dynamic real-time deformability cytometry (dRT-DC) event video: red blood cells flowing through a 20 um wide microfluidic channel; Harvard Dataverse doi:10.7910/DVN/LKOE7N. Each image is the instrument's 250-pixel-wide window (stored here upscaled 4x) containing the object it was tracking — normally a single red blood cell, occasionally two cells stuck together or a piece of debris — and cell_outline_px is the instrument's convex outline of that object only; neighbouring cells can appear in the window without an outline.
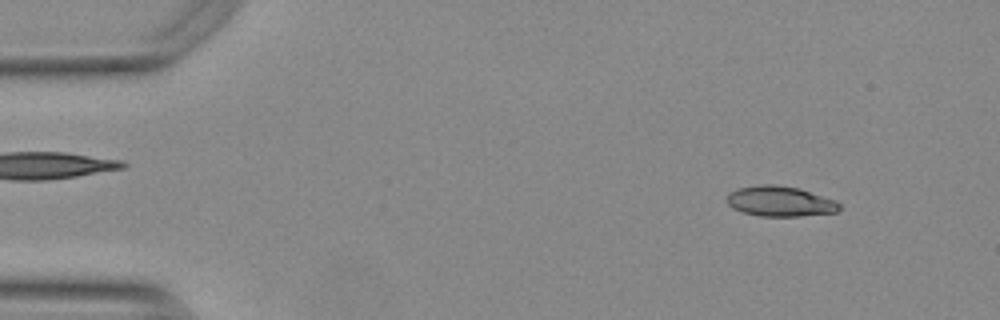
{"species": "Egyptian fruit bat (a non-hibernating species)", "species_latin": "Rousettus aegyptiacus", "temperature_condition": "warm", "stored_images_in_passage": 49, "camera_frame_rate_fps": 3000, "um_per_image_px": 0.085, "animal": {"sex": "female"}, "frame": {"image": 1, "passage_image": 1, "time_ms": 0.0, "image_size_px": [1000, 320], "cell_outline_px": [[840, 208], [836, 212], [800, 216], [760, 216], [744, 212], [732, 208], [728, 204], [728, 192], [740, 188], [764, 184], [772, 184], [800, 188], [836, 200], [840, 204]], "centroid_in_image_um": [66.33, 17.11], "position_along_channel_um": 18.7, "area_um2": 19.77}}
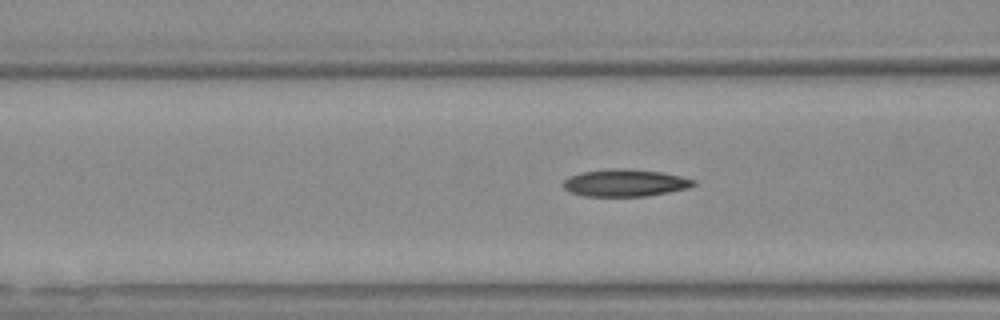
{"frame": {"image": 2, "passage_image": 16, "time_ms": 5.0, "image_size_px": [1000, 320], "cell_outline_px": [[696, 184], [688, 188], [648, 196], [584, 196], [568, 192], [564, 188], [564, 180], [572, 176], [584, 172], [624, 168], [664, 172], [696, 180]], "centroid_in_image_um": [53.17, 15.55], "position_along_channel_um": 113.4, "area_um2": 20.46}}
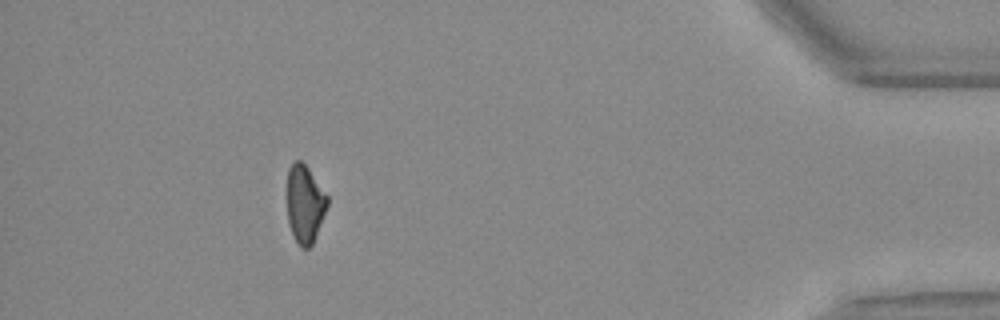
{"frame": {"image": 3, "passage_image": 44, "time_ms": 14.333, "image_size_px": [1000, 320], "cell_outline_px": [[328, 204], [312, 244], [308, 248], [300, 248], [288, 224], [288, 168], [296, 160], [300, 160], [308, 168], [328, 196]], "centroid_in_image_um": [25.91, 17.33], "position_along_channel_um": 409.3, "area_um2": 17.92}, "authors_computed_cell_mechanics": {"area_um2": 19.8254, "velocity_mm_per_s": 3.7898, "shape_relaxation_time_tau1_ms": null, "shape_relaxation_time_tau2_ms": 3.5562, "deformation_change_tau1": null, "deformation_change_tau2": 0.1092}}